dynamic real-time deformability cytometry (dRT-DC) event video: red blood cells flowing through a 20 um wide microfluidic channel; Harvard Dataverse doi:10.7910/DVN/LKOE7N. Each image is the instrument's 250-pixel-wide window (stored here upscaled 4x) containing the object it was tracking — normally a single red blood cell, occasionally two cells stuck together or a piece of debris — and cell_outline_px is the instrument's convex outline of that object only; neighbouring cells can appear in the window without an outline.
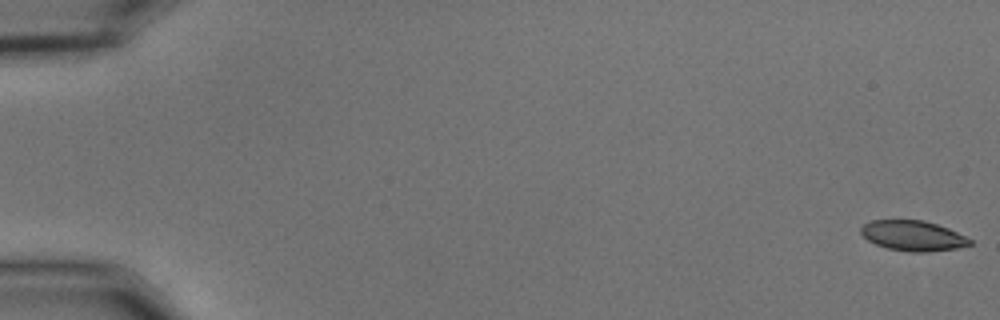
{"species": "common noctule bat (a hibernating species)", "species_latin": "Nyctalus noctula", "temperature_condition": "cold", "stored_images_in_passage": 56, "camera_frame_rate_fps": 3000, "um_per_image_px": 0.085, "animal": {"sex": "male", "body_mass_g": 15.6}, "frame": {"image": 1, "passage_image": 1, "time_ms": 0.0, "image_size_px": [1000, 320], "cell_outline_px": [[972, 244], [956, 248], [928, 252], [908, 252], [888, 248], [876, 244], [868, 240], [860, 232], [860, 228], [864, 224], [872, 220], [924, 220], [948, 228], [972, 240]], "centroid_in_image_um": [77.59, 20.04], "position_along_channel_um": 7.4, "area_um2": 19.07}}
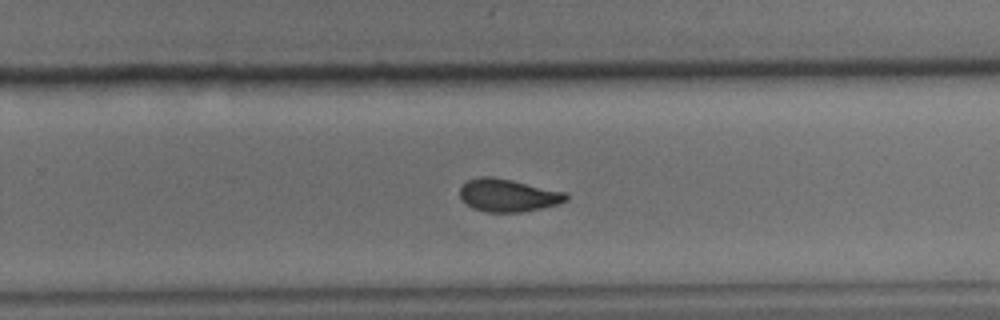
{"frame": {"image": 2, "passage_image": 37, "time_ms": 12.0, "image_size_px": [1000, 320], "cell_outline_px": [[568, 200], [544, 208], [524, 212], [484, 212], [472, 208], [460, 196], [460, 188], [468, 180], [480, 176], [488, 176], [512, 180], [568, 192]], "centroid_in_image_um": [43.22, 16.61], "position_along_channel_um": 286.6, "area_um2": 20.35}}
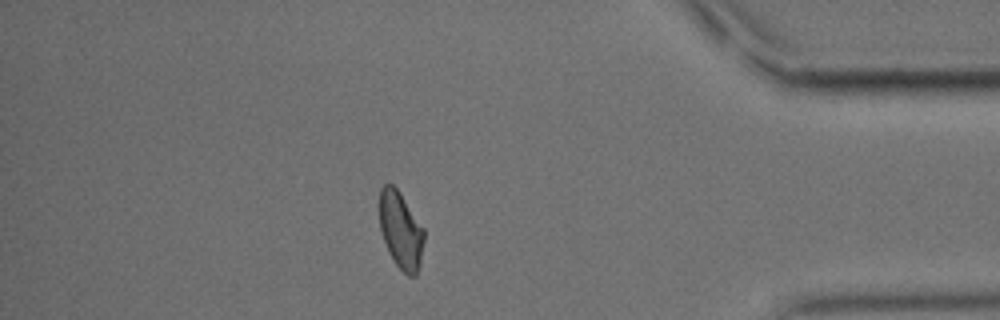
{"frame": {"image": 3, "passage_image": 49, "time_ms": 16.0, "image_size_px": [1000, 320], "cell_outline_px": [[424, 240], [420, 264], [416, 276], [408, 276], [396, 264], [384, 240], [380, 228], [380, 188], [384, 184], [392, 184], [400, 192], [424, 228]], "centroid_in_image_um": [34.08, 19.55], "position_along_channel_um": 401.1, "area_um2": 19.77}, "authors_computed_cell_mechanics": {"area_um2": 20.519, "velocity_mm_per_s": 3.6589, "shape_relaxation_time_tau1_ms": 4.8237, "shape_relaxation_time_tau2_ms": 3.2964, "deformation_change_tau1": 0.1246, "deformation_change_tau2": 0.0858}}